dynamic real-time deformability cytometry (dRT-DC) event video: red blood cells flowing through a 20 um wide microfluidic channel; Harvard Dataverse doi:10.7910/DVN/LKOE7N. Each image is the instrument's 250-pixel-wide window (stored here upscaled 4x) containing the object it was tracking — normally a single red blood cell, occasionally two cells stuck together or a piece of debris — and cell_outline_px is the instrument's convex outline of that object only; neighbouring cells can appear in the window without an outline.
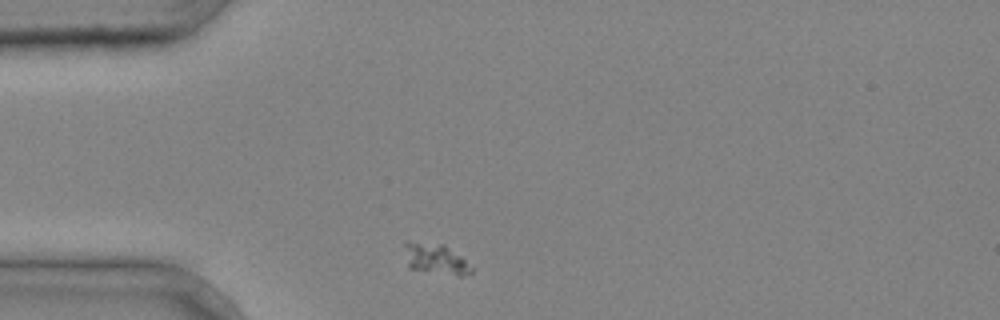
{"species": "common noctule bat (a hibernating species)", "species_latin": "Nyctalus noctula", "temperature_condition": "cold", "stored_images_in_passage": 33, "camera_frame_rate_fps": 3000, "um_per_image_px": 0.085, "animal": {"sex": "male", "body_mass_g": 20.4}, "frame": {"image": 1, "passage_image": 1, "time_ms": 0.0, "image_size_px": [1000, 320], "cell_outline_px": [[476, 268], [472, 272], [464, 276], [460, 276], [408, 268], [404, 244], [404, 240], [408, 240], [444, 244]], "centroid_in_image_um": [37.04, 21.99], "position_along_channel_um": 48.0, "area_um2": 12.14}}
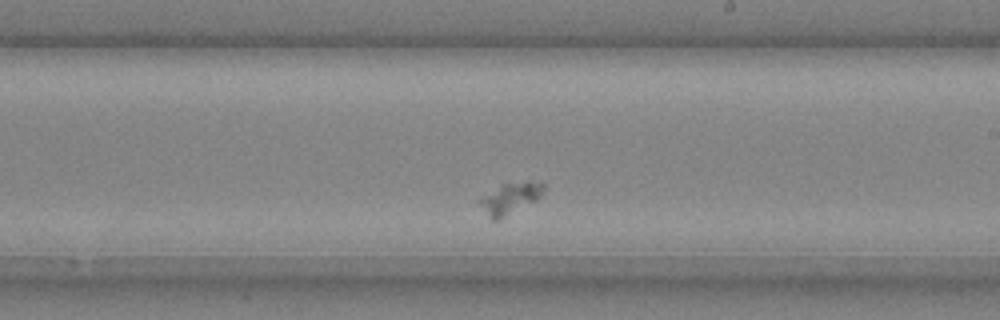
{"frame": {"image": 2, "passage_image": 16, "time_ms": 5.0, "image_size_px": [1000, 320], "cell_outline_px": [[544, 192], [536, 200], [496, 220], [492, 220], [476, 200], [504, 184], [528, 180], [544, 184]], "centroid_in_image_um": [43.38, 16.83], "position_along_channel_um": 245.6, "area_um2": 11.21}}
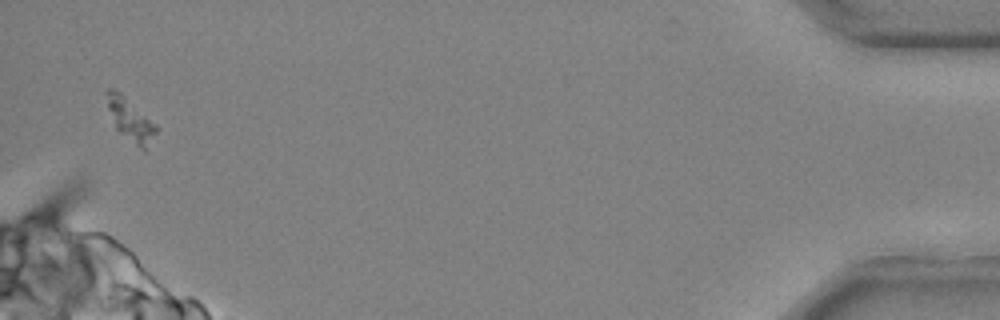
{"frame": {"image": 3, "passage_image": 33, "time_ms": 10.667, "image_size_px": [1000, 320], "cell_outline_px": [[156, 132], [144, 152], [120, 132], [116, 128], [108, 108], [104, 92], [108, 88], [112, 88], [120, 92], [156, 124]], "centroid_in_image_um": [11.06, 10.14], "position_along_channel_um": 424.1, "area_um2": 11.96}}